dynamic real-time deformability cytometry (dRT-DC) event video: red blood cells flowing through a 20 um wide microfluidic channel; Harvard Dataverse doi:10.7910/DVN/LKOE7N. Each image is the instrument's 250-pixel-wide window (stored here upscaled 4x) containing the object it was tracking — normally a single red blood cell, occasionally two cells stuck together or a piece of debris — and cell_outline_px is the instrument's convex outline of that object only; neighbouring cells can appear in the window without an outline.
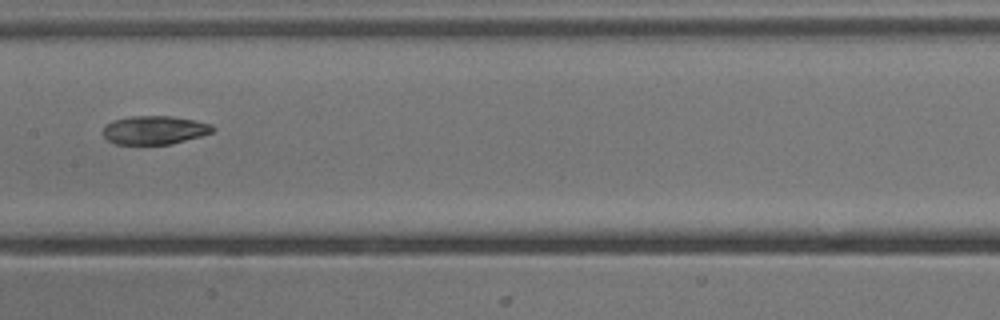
{"species": "common noctule bat (a hibernating species)", "species_latin": "Nyctalus noctula", "temperature_condition": "cold", "stored_images_in_passage": 32, "camera_frame_rate_fps": 3000, "um_per_image_px": 0.085, "animal": {"sex": "male", "body_mass_g": 13.3}, "frame": {"image": 1, "passage_image": 10, "time_ms": 3.0, "image_size_px": [1000, 320], "cell_outline_px": [[216, 128], [212, 132], [200, 136], [172, 144], [116, 144], [108, 140], [104, 136], [104, 124], [112, 120], [132, 116], [172, 116], [212, 124]], "centroid_in_image_um": [13.12, 11.05], "position_along_channel_um": 194.3, "area_um2": 18.21}}
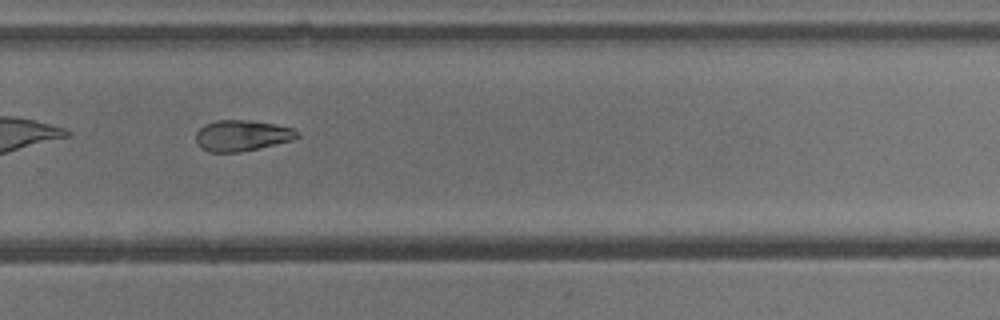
{"frame": {"image": 2, "passage_image": 19, "time_ms": 6.0, "image_size_px": [1000, 320], "cell_outline_px": [[300, 136], [292, 140], [240, 152], [208, 152], [200, 148], [196, 144], [196, 132], [204, 124], [216, 120], [248, 120], [272, 124], [292, 128]], "centroid_in_image_um": [20.49, 11.53], "position_along_channel_um": 309.3, "area_um2": 18.15}}